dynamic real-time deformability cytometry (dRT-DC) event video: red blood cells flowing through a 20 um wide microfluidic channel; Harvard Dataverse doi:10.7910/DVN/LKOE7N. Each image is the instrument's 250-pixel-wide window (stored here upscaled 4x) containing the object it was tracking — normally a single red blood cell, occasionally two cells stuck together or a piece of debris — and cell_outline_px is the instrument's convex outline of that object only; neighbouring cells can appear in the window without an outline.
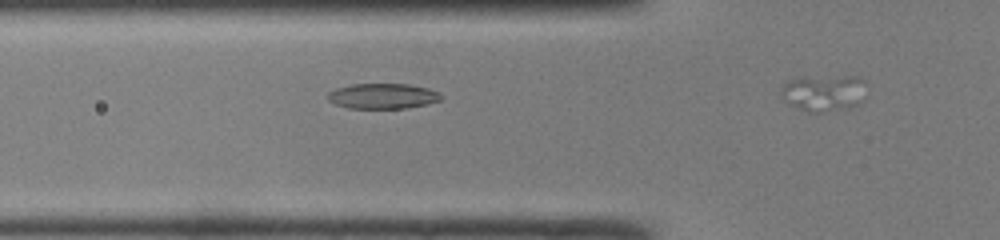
{"species": "common noctule bat (a hibernating species)", "species_latin": "Nyctalus noctula", "temperature_condition": "room temperature", "stored_images_in_passage": 9, "segment_of_instrument_passage": [1, 2], "camera_frame_rate_fps": 3000, "um_per_image_px": 0.085, "animal": {"sex": "male", "body_mass_g": 19.0, "forearm_length_mm": 50.8}, "frame": {"image": 1, "passage_image": 8, "time_ms": 2.333, "image_size_px": [1000, 240], "cell_outline_px": [[444, 96], [440, 100], [428, 104], [404, 108], [348, 108], [336, 104], [328, 100], [328, 92], [336, 88], [352, 84], [408, 84], [428, 88], [440, 92]], "centroid_in_image_um": [32.56, 8.16], "position_along_channel_um": 93.2, "area_um2": 16.76}}